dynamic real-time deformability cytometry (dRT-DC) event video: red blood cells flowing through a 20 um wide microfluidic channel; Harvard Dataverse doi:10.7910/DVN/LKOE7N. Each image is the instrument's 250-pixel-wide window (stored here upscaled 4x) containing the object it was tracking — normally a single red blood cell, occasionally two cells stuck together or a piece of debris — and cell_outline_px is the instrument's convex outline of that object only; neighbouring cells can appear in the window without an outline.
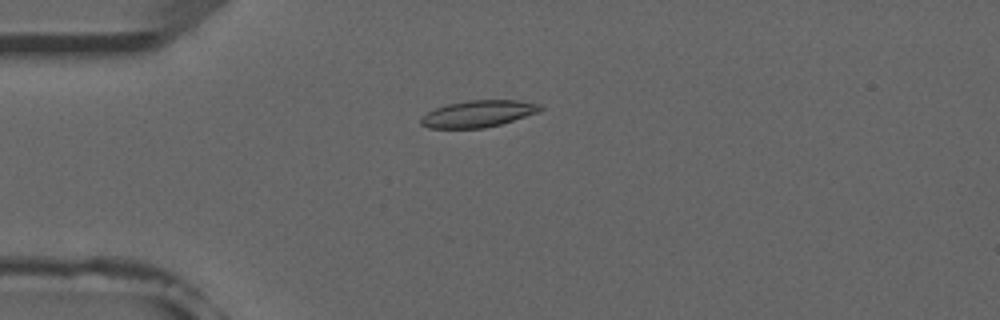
{"species": "common noctule bat (a hibernating species)", "species_latin": "Nyctalus noctula", "temperature_condition": "room temperature", "stored_images_in_passage": 6, "camera_frame_rate_fps": 3000, "um_per_image_px": 0.085, "animal": {"sex": "male", "forearm_length_mm": 52.5}, "frame": {"image": 1, "passage_image": 4, "time_ms": 4.333, "image_size_px": [1000, 320], "cell_outline_px": [[544, 108], [540, 112], [500, 124], [484, 128], [428, 128], [420, 124], [420, 116], [436, 108], [448, 104], [468, 100], [520, 100], [540, 104]], "centroid_in_image_um": [40.66, 9.66], "position_along_channel_um": 44.3, "area_um2": 18.67}}
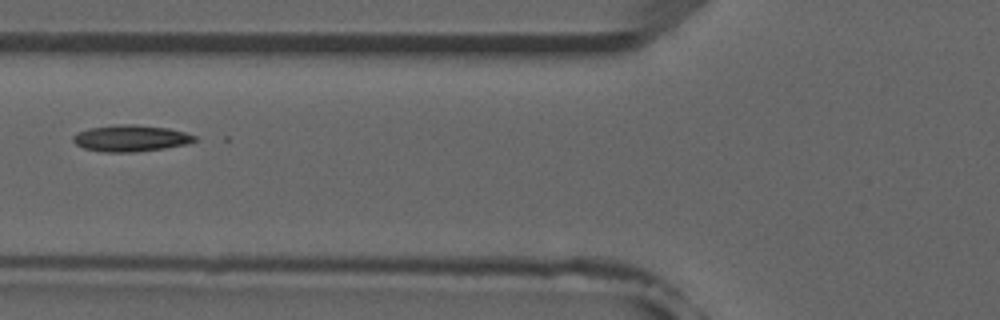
{"frame": {"image": 2, "passage_image": 6, "time_ms": 6.667, "image_size_px": [1000, 320], "cell_outline_px": [[196, 140], [188, 144], [164, 148], [132, 152], [104, 152], [84, 148], [76, 144], [72, 140], [72, 136], [88, 128], [116, 124], [132, 124], [168, 128], [184, 132], [196, 136]], "centroid_in_image_um": [11.1, 11.75], "position_along_channel_um": 114.7, "area_um2": 18.67}}